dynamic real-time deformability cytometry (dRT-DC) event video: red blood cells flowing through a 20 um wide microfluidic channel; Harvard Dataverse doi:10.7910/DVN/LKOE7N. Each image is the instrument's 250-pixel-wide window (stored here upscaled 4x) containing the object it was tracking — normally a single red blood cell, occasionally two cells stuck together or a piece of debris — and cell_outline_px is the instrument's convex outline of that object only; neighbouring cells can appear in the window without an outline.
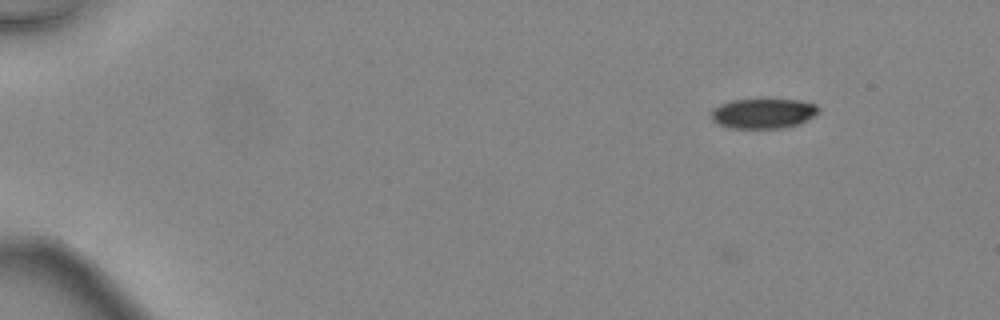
{"species": "common noctule bat (a hibernating species)", "species_latin": "Nyctalus noctula", "temperature_condition": "warm", "stored_images_in_passage": 11, "camera_frame_rate_fps": 3000, "um_per_image_px": 0.085, "animal": {"sex": "female", "body_mass_g": 24.6, "forearm_length_mm": 56.2}, "frame": {"image": 1, "passage_image": 11, "time_ms": 3.333, "image_size_px": [1000, 320], "cell_outline_px": [[820, 112], [808, 120], [800, 124], [780, 128], [728, 128], [716, 124], [712, 120], [712, 112], [720, 104], [732, 100], [800, 100], [816, 104], [820, 108]], "centroid_in_image_um": [64.91, 9.65], "position_along_channel_um": 20.1, "area_um2": 18.79}}